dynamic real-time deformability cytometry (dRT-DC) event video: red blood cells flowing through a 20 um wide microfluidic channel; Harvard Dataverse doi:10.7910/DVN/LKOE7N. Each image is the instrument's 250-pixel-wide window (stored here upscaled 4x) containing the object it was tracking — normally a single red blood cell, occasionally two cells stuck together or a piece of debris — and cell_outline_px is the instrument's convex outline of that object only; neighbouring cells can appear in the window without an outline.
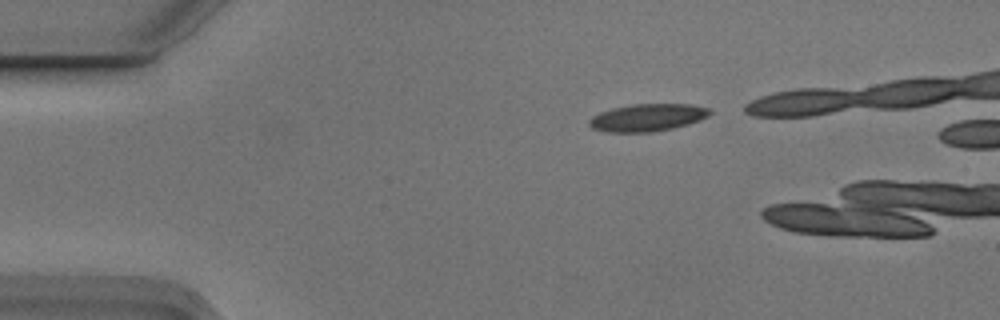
{"species": "Egyptian fruit bat (a non-hibernating species)", "species_latin": "Rousettus aegyptiacus", "temperature_condition": "cold", "stored_images_in_passage": 6, "camera_frame_rate_fps": 3000, "um_per_image_px": 0.085, "animal": {"sex": "male"}, "frame": {"image": 1, "passage_image": 1, "time_ms": 0.0, "image_size_px": [1000, 320], "cell_outline_px": [[712, 112], [708, 116], [700, 120], [688, 124], [672, 128], [652, 132], [608, 132], [592, 128], [588, 124], [588, 120], [592, 116], [600, 112], [612, 108], [632, 104], [692, 104], [708, 108]], "centroid_in_image_um": [55.02, 9.99], "position_along_channel_um": 30.0, "area_um2": 19.31}}
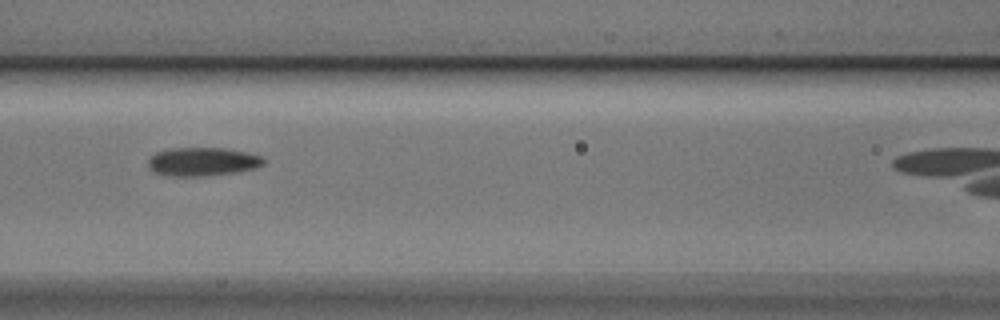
{"frame": {"image": 2, "passage_image": 5, "time_ms": 1.333, "image_size_px": [1000, 320], "cell_outline_px": [[264, 164], [256, 168], [236, 172], [204, 176], [168, 176], [152, 172], [148, 168], [148, 160], [156, 152], [168, 148], [224, 148], [244, 152], [260, 156], [264, 160]], "centroid_in_image_um": [17.16, 13.75], "position_along_channel_um": 149.4, "area_um2": 19.25}}